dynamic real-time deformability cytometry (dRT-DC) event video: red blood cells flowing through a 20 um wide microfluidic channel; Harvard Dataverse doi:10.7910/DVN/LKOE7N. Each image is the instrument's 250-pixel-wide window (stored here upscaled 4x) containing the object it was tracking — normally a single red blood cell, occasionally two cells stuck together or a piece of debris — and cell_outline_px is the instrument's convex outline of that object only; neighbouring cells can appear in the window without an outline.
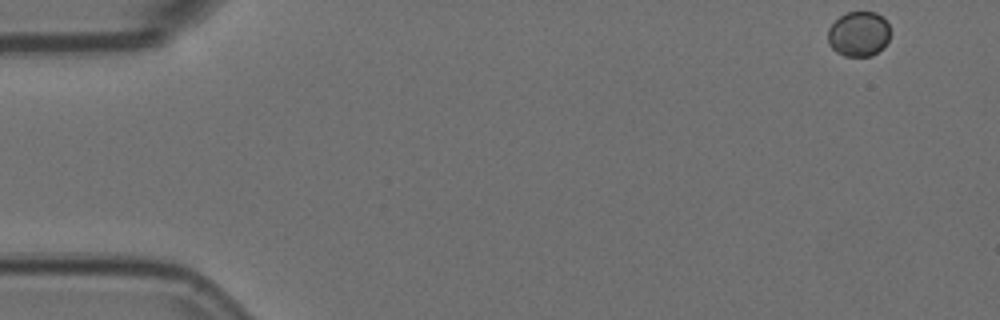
{"species": "Egyptian fruit bat (a non-hibernating species)", "species_latin": "Rousettus aegyptiacus", "temperature_condition": "room temperature", "stored_images_in_passage": 5, "camera_frame_rate_fps": 3000, "um_per_image_px": 0.085, "animal": {"sex": "female"}, "frame": {"image": 1, "passage_image": 1, "time_ms": 0.0, "image_size_px": [1000, 320], "cell_outline_px": [[888, 40], [884, 48], [872, 56], [844, 56], [836, 52], [828, 44], [828, 28], [840, 16], [848, 12], [876, 12], [888, 24]], "centroid_in_image_um": [72.97, 2.91], "position_along_channel_um": 12.0, "area_um2": 16.3}}